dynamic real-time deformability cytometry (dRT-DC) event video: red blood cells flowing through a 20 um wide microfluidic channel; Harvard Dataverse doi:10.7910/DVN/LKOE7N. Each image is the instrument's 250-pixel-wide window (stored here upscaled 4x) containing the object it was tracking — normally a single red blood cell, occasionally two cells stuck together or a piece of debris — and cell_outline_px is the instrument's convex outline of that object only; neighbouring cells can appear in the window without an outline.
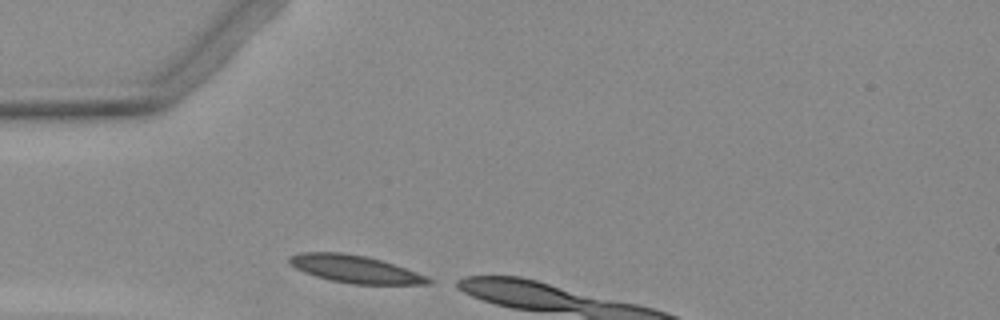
{"species": "Egyptian fruit bat (a non-hibernating species)", "species_latin": "Rousettus aegyptiacus", "temperature_condition": "warm", "stored_images_in_passage": 2, "camera_frame_rate_fps": 3000, "um_per_image_px": 0.085, "animal": {"sex": "female"}, "frame": {"image": 1, "passage_image": 1, "time_ms": 0.0, "image_size_px": [1000, 320], "cell_outline_px": [[432, 284], [352, 284], [328, 280], [304, 272], [296, 268], [288, 260], [288, 256], [300, 252], [344, 252], [364, 256], [380, 260], [428, 276], [432, 280]], "centroid_in_image_um": [30.16, 22.87], "position_along_channel_um": 54.8, "area_um2": 22.14}}